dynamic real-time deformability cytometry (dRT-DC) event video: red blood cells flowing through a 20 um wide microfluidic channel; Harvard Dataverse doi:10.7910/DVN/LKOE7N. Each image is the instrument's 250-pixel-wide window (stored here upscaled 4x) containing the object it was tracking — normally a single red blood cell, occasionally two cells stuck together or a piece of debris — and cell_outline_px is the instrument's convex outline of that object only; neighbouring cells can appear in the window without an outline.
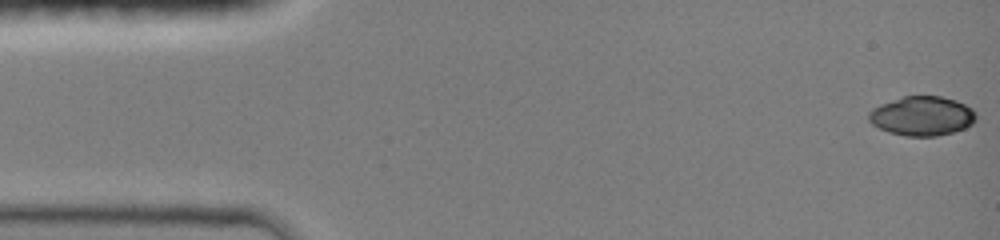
{"species": "common noctule bat (a hibernating species)", "species_latin": "Nyctalus noctula", "temperature_condition": "room temperature", "stored_images_in_passage": 43, "camera_frame_rate_fps": 3000, "um_per_image_px": 0.085, "animal": {"sex": "female", "body_mass_g": 19.0, "forearm_length_mm": 51.5}, "frame": {"image": 1, "passage_image": 1, "time_ms": 0.0, "image_size_px": [1000, 240], "cell_outline_px": [[976, 120], [972, 124], [964, 128], [952, 132], [936, 136], [904, 136], [888, 132], [872, 124], [868, 120], [868, 112], [872, 108], [880, 104], [904, 96], [940, 96], [956, 100], [972, 108], [976, 112]], "centroid_in_image_um": [78.37, 9.86], "position_along_channel_um": 6.6, "area_um2": 24.68}}
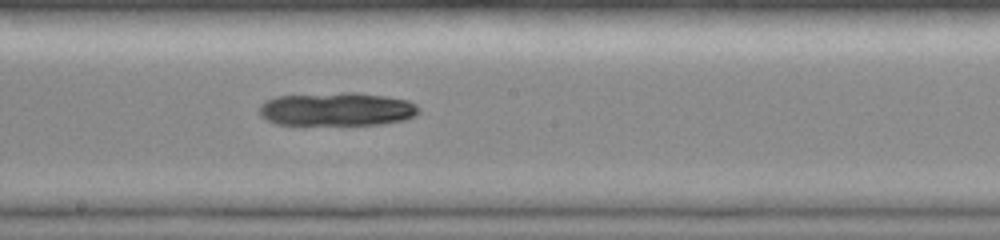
{"frame": {"image": 2, "passage_image": 22, "time_ms": 8.0, "image_size_px": [1000, 240], "cell_outline_px": [[420, 112], [416, 116], [404, 120], [384, 124], [276, 124], [260, 116], [260, 104], [264, 100], [276, 96], [344, 92], [356, 92], [388, 96], [408, 100], [416, 104], [420, 108]], "centroid_in_image_um": [28.67, 9.27], "position_along_channel_um": 219.5, "area_um2": 31.33}}
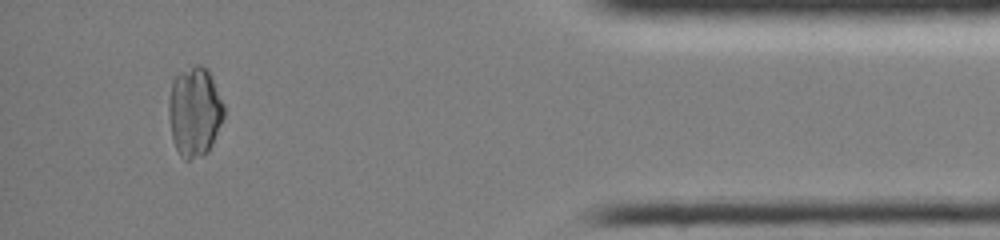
{"frame": {"image": 3, "passage_image": 39, "time_ms": 13.667, "image_size_px": [1000, 240], "cell_outline_px": [[224, 116], [212, 144], [208, 152], [200, 156], [188, 160], [184, 160], [180, 156], [172, 140], [168, 116], [168, 100], [172, 80], [180, 72], [196, 64], [200, 64], [208, 68], [224, 104]], "centroid_in_image_um": [16.52, 9.48], "position_along_channel_um": 418.7, "area_um2": 29.13}}